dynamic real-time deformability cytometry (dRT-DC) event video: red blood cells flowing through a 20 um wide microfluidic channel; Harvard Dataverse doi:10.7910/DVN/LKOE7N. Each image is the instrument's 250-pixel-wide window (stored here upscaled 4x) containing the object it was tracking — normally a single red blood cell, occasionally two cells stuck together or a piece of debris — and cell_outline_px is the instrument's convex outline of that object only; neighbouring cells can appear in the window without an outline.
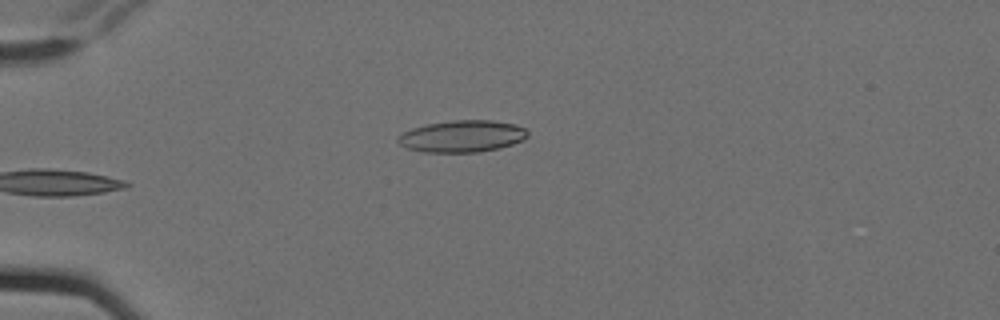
{"species": "Egyptian fruit bat (a non-hibernating species)", "species_latin": "Rousettus aegyptiacus", "temperature_condition": "cold", "stored_images_in_passage": 5, "camera_frame_rate_fps": 3000, "um_per_image_px": 0.085, "animal": {"sex": "female"}, "frame": {"image": 1, "passage_image": 5, "time_ms": 1.333, "image_size_px": [1000, 320], "cell_outline_px": [[528, 136], [524, 140], [500, 148], [480, 152], [420, 152], [404, 148], [396, 140], [400, 132], [412, 128], [428, 124], [452, 120], [492, 120], [516, 124], [524, 128], [528, 132]], "centroid_in_image_um": [39.26, 11.58], "position_along_channel_um": 45.7, "area_um2": 24.39}}